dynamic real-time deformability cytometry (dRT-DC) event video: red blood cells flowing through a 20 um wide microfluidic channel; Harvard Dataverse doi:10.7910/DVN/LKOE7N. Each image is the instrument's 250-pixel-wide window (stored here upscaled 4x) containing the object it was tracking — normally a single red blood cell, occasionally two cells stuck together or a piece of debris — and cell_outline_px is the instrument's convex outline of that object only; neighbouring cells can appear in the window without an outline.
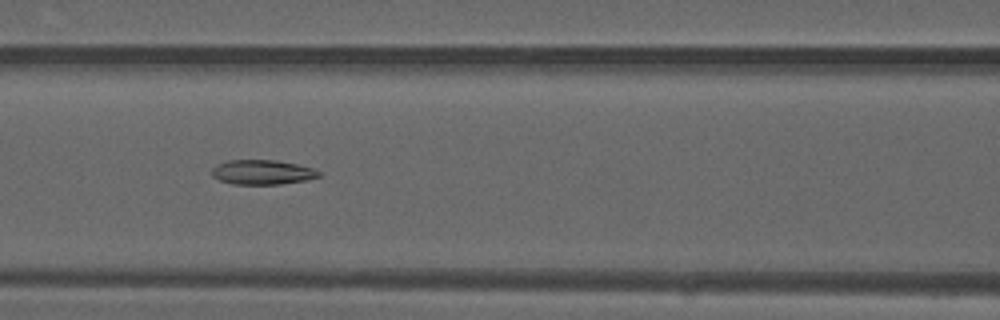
{"species": "common noctule bat (a hibernating species)", "species_latin": "Nyctalus noctula", "temperature_condition": "warm", "stored_images_in_passage": 49, "camera_frame_rate_fps": 3000, "um_per_image_px": 0.085, "animal": {"sex": "male", "forearm_length_mm": 52.5}, "frame": {"image": 1, "passage_image": 21, "time_ms": 6.667, "image_size_px": [1000, 320], "cell_outline_px": [[320, 176], [308, 180], [280, 184], [232, 184], [220, 180], [212, 176], [212, 168], [216, 164], [228, 160], [276, 160], [316, 168], [320, 172]], "centroid_in_image_um": [22.31, 14.63], "position_along_channel_um": 144.3, "area_um2": 15.49}}
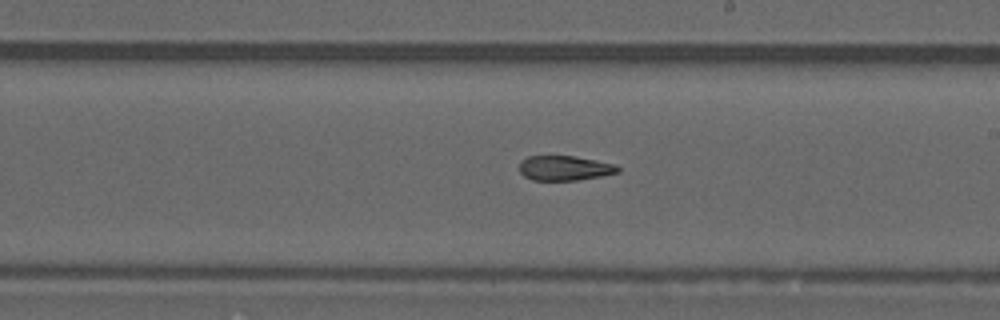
{"frame": {"image": 2, "passage_image": 28, "time_ms": 9.0, "image_size_px": [1000, 320], "cell_outline_px": [[620, 172], [600, 176], [576, 180], [532, 180], [524, 176], [520, 172], [520, 160], [528, 156], [576, 156], [616, 164], [620, 168]], "centroid_in_image_um": [48.0, 14.28], "position_along_channel_um": 241.0, "area_um2": 14.28}}
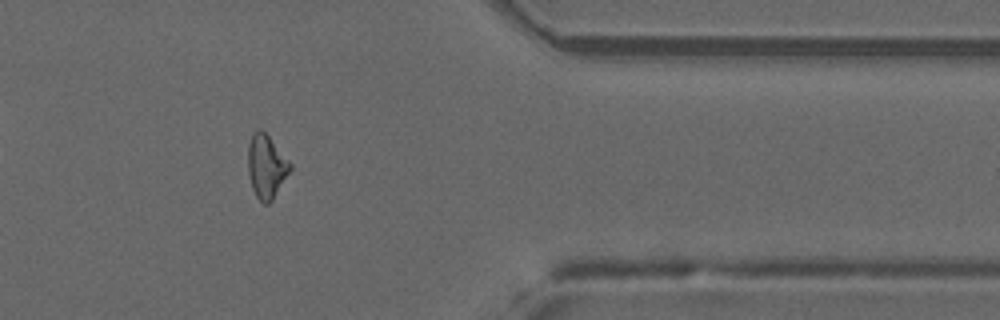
{"frame": {"image": 3, "passage_image": 40, "time_ms": 13.0, "image_size_px": [1000, 320], "cell_outline_px": [[292, 168], [272, 200], [268, 204], [264, 204], [256, 196], [252, 188], [248, 172], [248, 144], [252, 132], [260, 128], [268, 136], [292, 164]], "centroid_in_image_um": [22.62, 14.14], "position_along_channel_um": 388.8, "area_um2": 15.49}, "authors_computed_cell_mechanics": {"area_um2": 15.895, "velocity_mm_per_s": 4.1652, "shape_relaxation_time_tau1_ms": null, "shape_relaxation_time_tau2_ms": 4.5787, "deformation_change_tau1": null, "deformation_change_tau2": 0.1501}}